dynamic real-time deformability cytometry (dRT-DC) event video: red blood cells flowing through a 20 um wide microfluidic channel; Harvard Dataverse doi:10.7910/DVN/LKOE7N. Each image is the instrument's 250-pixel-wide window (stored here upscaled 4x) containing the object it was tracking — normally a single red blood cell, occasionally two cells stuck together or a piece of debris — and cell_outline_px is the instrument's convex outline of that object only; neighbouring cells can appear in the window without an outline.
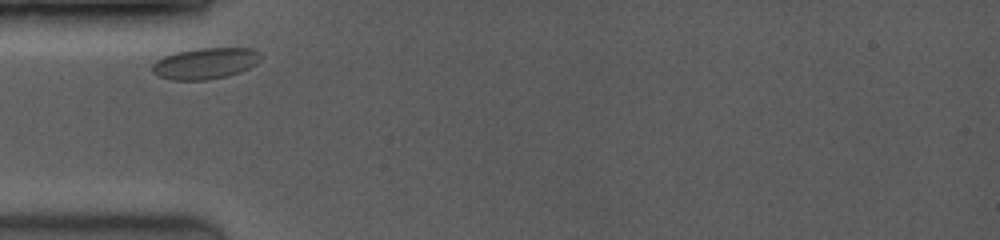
{"species": "common noctule bat (a hibernating species)", "species_latin": "Nyctalus noctula", "temperature_condition": "room temperature", "stored_images_in_passage": 15, "camera_frame_rate_fps": 3500, "um_per_image_px": 0.085, "animal": {"sex": "female", "body_mass_g": 19.0, "forearm_length_mm": 53.3}, "frame": {"image": 1, "passage_image": 1, "time_ms": 0.0, "image_size_px": [1000, 240], "cell_outline_px": [[264, 56], [256, 64], [240, 72], [228, 76], [204, 80], [172, 80], [160, 76], [152, 72], [152, 64], [156, 60], [164, 56], [176, 52], [196, 48], [252, 48], [260, 52]], "centroid_in_image_um": [17.48, 5.38], "position_along_channel_um": 67.5, "area_um2": 19.88}}
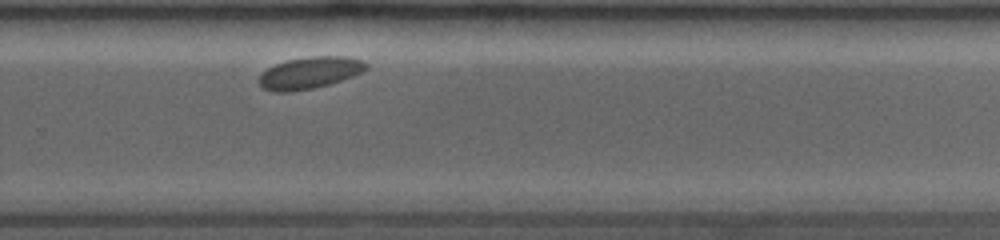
{"frame": {"image": 2, "passage_image": 15, "time_ms": 6.571, "image_size_px": [1000, 240], "cell_outline_px": [[368, 68], [364, 72], [328, 84], [312, 88], [288, 92], [276, 92], [264, 88], [260, 84], [260, 76], [268, 68], [276, 64], [288, 60], [312, 56], [344, 56], [360, 60], [368, 64]], "centroid_in_image_um": [26.36, 6.18], "position_along_channel_um": 303.4, "area_um2": 19.48}}